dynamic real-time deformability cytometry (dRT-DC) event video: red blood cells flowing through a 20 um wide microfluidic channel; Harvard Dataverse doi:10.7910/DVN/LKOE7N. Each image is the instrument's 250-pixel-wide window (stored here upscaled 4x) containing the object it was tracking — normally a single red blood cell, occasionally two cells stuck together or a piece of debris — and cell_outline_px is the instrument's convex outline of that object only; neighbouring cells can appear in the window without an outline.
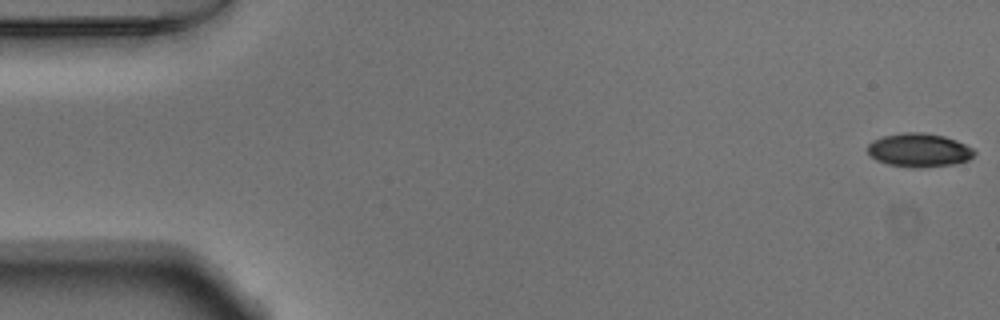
{"species": "Egyptian fruit bat (a non-hibernating species)", "species_latin": "Rousettus aegyptiacus", "temperature_condition": "warm", "stored_images_in_passage": 53, "camera_frame_rate_fps": 3000, "um_per_image_px": 0.085, "animal": {"sex": "male"}, "frame": {"image": 1, "passage_image": 1, "time_ms": 0.0, "image_size_px": [1000, 320], "cell_outline_px": [[976, 152], [968, 160], [956, 164], [912, 168], [888, 164], [876, 160], [868, 152], [868, 144], [872, 140], [884, 136], [904, 132], [924, 132], [944, 136], [956, 140], [972, 148]], "centroid_in_image_um": [78.12, 12.76], "position_along_channel_um": 6.9, "area_um2": 20.87}}
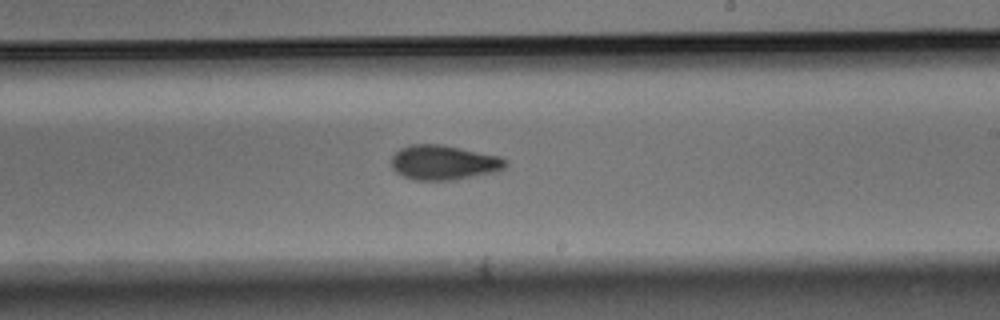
{"frame": {"image": 2, "passage_image": 31, "time_ms": 10.0, "image_size_px": [1000, 320], "cell_outline_px": [[508, 164], [504, 168], [496, 172], [456, 180], [412, 180], [396, 172], [392, 168], [392, 156], [400, 148], [412, 144], [440, 144], [500, 156], [508, 160]], "centroid_in_image_um": [37.74, 13.82], "position_along_channel_um": 251.3, "area_um2": 23.24}}
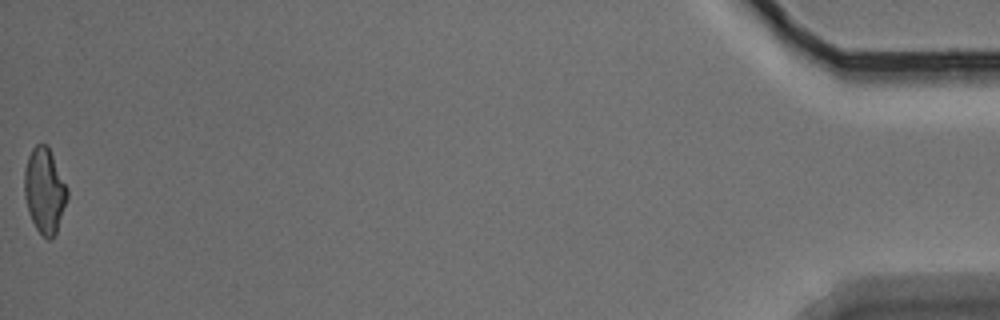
{"frame": {"image": 3, "passage_image": 53, "time_ms": 17.333, "image_size_px": [1000, 320], "cell_outline_px": [[68, 200], [56, 232], [52, 240], [48, 240], [36, 228], [28, 212], [24, 196], [24, 168], [28, 156], [32, 148], [36, 144], [48, 144], [68, 188]], "centroid_in_image_um": [3.79, 16.18], "position_along_channel_um": 431.4, "area_um2": 21.62}, "authors_computed_cell_mechanics": {"area_um2": 22.1374, "velocity_mm_per_s": 3.8187, "shape_relaxation_time_tau1_ms": 4.0873, "shape_relaxation_time_tau2_ms": 2.4365, "deformation_change_tau1": 0.1159, "deformation_change_tau2": 0.0748}}